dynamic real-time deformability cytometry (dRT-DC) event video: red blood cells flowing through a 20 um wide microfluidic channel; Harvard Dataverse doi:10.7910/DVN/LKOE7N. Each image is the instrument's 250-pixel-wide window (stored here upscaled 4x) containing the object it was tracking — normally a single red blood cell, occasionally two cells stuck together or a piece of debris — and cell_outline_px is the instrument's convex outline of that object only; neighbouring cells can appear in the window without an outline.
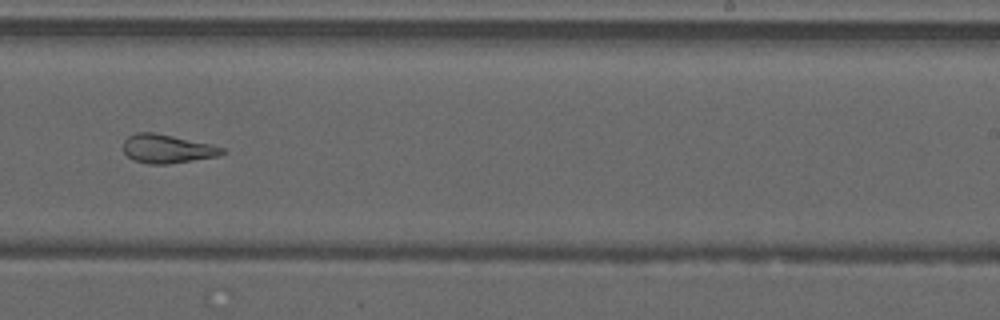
{"species": "common noctule bat (a hibernating species)", "species_latin": "Nyctalus noctula", "temperature_condition": "warm", "stored_images_in_passage": 32, "camera_frame_rate_fps": 3000, "um_per_image_px": 0.085, "animal": {"sex": "male", "forearm_length_mm": 52.5}, "frame": {"image": 1, "passage_image": 19, "time_ms": 6.0, "image_size_px": [1000, 320], "cell_outline_px": [[228, 152], [216, 156], [168, 164], [148, 164], [132, 160], [124, 152], [124, 140], [128, 136], [136, 132], [156, 132], [212, 144], [224, 148]], "centroid_in_image_um": [14.21, 12.64], "position_along_channel_um": 274.8, "area_um2": 16.65}, "authors_computed_cell_mechanics": {"area_um2": 18.207, "velocity_mm_per_s": 4.2388, "shape_relaxation_time_tau1_ms": null, "shape_relaxation_time_tau2_ms": 2.642, "deformation_change_tau1": null, "deformation_change_tau2": 0.1148}}